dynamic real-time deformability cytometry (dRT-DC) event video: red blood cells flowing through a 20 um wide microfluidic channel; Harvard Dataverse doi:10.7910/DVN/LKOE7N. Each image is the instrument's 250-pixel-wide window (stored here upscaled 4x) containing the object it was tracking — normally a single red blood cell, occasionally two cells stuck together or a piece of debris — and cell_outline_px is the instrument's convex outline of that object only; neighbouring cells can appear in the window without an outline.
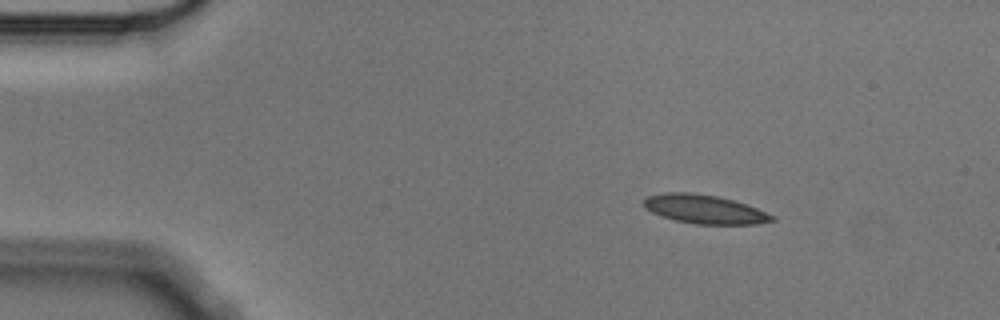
{"species": "Egyptian fruit bat (a non-hibernating species)", "species_latin": "Rousettus aegyptiacus", "temperature_condition": "cold", "stored_images_in_passage": 4, "camera_frame_rate_fps": 3000, "um_per_image_px": 0.085, "animal": {"sex": "male"}, "frame": {"image": 1, "passage_image": 1, "time_ms": 0.0, "image_size_px": [1000, 320], "cell_outline_px": [[776, 220], [756, 224], [696, 224], [676, 220], [652, 212], [644, 208], [644, 200], [648, 196], [664, 192], [692, 192], [716, 196], [732, 200], [756, 208], [776, 216]], "centroid_in_image_um": [59.89, 17.78], "position_along_channel_um": 25.1, "area_um2": 21.33}}
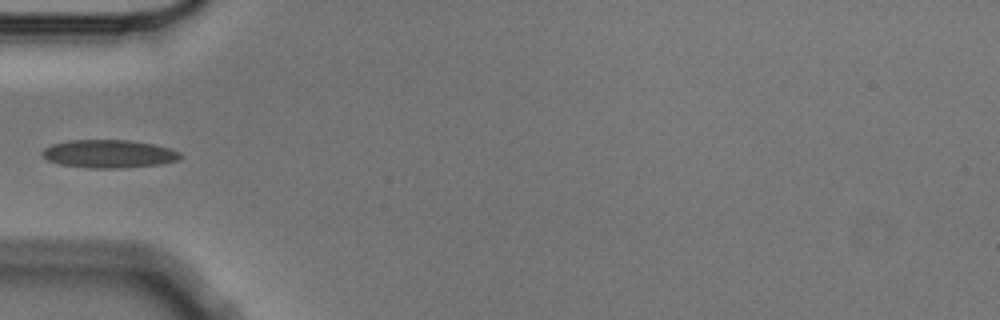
{"frame": {"image": 2, "passage_image": 4, "time_ms": 1.0, "image_size_px": [1000, 320], "cell_outline_px": [[184, 156], [180, 160], [160, 164], [120, 168], [88, 168], [60, 164], [48, 160], [40, 156], [40, 152], [44, 148], [52, 144], [68, 140], [128, 140], [152, 144], [168, 148], [180, 152]], "centroid_in_image_um": [9.23, 13.08], "position_along_channel_um": 75.8, "area_um2": 22.72}}